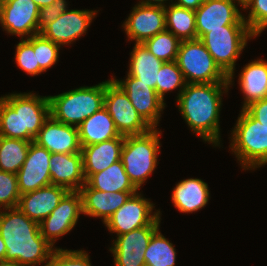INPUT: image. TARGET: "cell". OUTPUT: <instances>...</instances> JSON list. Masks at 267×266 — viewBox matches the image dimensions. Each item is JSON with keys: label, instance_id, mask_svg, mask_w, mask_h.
<instances>
[{"label": "cell", "instance_id": "d590c367", "mask_svg": "<svg viewBox=\"0 0 267 266\" xmlns=\"http://www.w3.org/2000/svg\"><path fill=\"white\" fill-rule=\"evenodd\" d=\"M15 62L21 70L31 76L40 74V66L33 49V36L22 39L16 45Z\"/></svg>", "mask_w": 267, "mask_h": 266}, {"label": "cell", "instance_id": "8992f818", "mask_svg": "<svg viewBox=\"0 0 267 266\" xmlns=\"http://www.w3.org/2000/svg\"><path fill=\"white\" fill-rule=\"evenodd\" d=\"M161 130L152 128L141 135L124 136L121 161L130 181L139 190L154 172L160 152Z\"/></svg>", "mask_w": 267, "mask_h": 266}, {"label": "cell", "instance_id": "f35d334b", "mask_svg": "<svg viewBox=\"0 0 267 266\" xmlns=\"http://www.w3.org/2000/svg\"><path fill=\"white\" fill-rule=\"evenodd\" d=\"M66 0H55L51 5L40 8L39 11V33L52 21H55L63 12L67 11Z\"/></svg>", "mask_w": 267, "mask_h": 266}, {"label": "cell", "instance_id": "f546056e", "mask_svg": "<svg viewBox=\"0 0 267 266\" xmlns=\"http://www.w3.org/2000/svg\"><path fill=\"white\" fill-rule=\"evenodd\" d=\"M30 143L0 136V171L17 174L26 159Z\"/></svg>", "mask_w": 267, "mask_h": 266}, {"label": "cell", "instance_id": "1f68e13d", "mask_svg": "<svg viewBox=\"0 0 267 266\" xmlns=\"http://www.w3.org/2000/svg\"><path fill=\"white\" fill-rule=\"evenodd\" d=\"M180 42L173 33L165 30L145 40L143 44L158 59L171 62L176 60Z\"/></svg>", "mask_w": 267, "mask_h": 266}, {"label": "cell", "instance_id": "3957f363", "mask_svg": "<svg viewBox=\"0 0 267 266\" xmlns=\"http://www.w3.org/2000/svg\"><path fill=\"white\" fill-rule=\"evenodd\" d=\"M49 117L48 96L20 92L0 97V136L34 141Z\"/></svg>", "mask_w": 267, "mask_h": 266}, {"label": "cell", "instance_id": "9c48e42d", "mask_svg": "<svg viewBox=\"0 0 267 266\" xmlns=\"http://www.w3.org/2000/svg\"><path fill=\"white\" fill-rule=\"evenodd\" d=\"M104 107L112 117L118 132L123 136L141 135L152 129L112 78L105 81Z\"/></svg>", "mask_w": 267, "mask_h": 266}, {"label": "cell", "instance_id": "83f0119b", "mask_svg": "<svg viewBox=\"0 0 267 266\" xmlns=\"http://www.w3.org/2000/svg\"><path fill=\"white\" fill-rule=\"evenodd\" d=\"M86 183L95 190L109 193L138 191L126 174L121 160L101 172L92 174Z\"/></svg>", "mask_w": 267, "mask_h": 266}, {"label": "cell", "instance_id": "44dd1931", "mask_svg": "<svg viewBox=\"0 0 267 266\" xmlns=\"http://www.w3.org/2000/svg\"><path fill=\"white\" fill-rule=\"evenodd\" d=\"M68 192L62 186L50 184L20 195L18 208L38 224L48 217Z\"/></svg>", "mask_w": 267, "mask_h": 266}, {"label": "cell", "instance_id": "7a4b0ae2", "mask_svg": "<svg viewBox=\"0 0 267 266\" xmlns=\"http://www.w3.org/2000/svg\"><path fill=\"white\" fill-rule=\"evenodd\" d=\"M3 210H0V235L7 249L5 260L22 266L47 263L55 248L41 235L39 224L18 207Z\"/></svg>", "mask_w": 267, "mask_h": 266}, {"label": "cell", "instance_id": "d4e9b609", "mask_svg": "<svg viewBox=\"0 0 267 266\" xmlns=\"http://www.w3.org/2000/svg\"><path fill=\"white\" fill-rule=\"evenodd\" d=\"M239 86L244 95L242 109L250 103L267 98V61L254 60L242 68Z\"/></svg>", "mask_w": 267, "mask_h": 266}, {"label": "cell", "instance_id": "9a60e30c", "mask_svg": "<svg viewBox=\"0 0 267 266\" xmlns=\"http://www.w3.org/2000/svg\"><path fill=\"white\" fill-rule=\"evenodd\" d=\"M98 11L67 10L40 33L59 46L69 45L86 34Z\"/></svg>", "mask_w": 267, "mask_h": 266}, {"label": "cell", "instance_id": "74e56055", "mask_svg": "<svg viewBox=\"0 0 267 266\" xmlns=\"http://www.w3.org/2000/svg\"><path fill=\"white\" fill-rule=\"evenodd\" d=\"M44 266H91L88 253L84 250L56 248Z\"/></svg>", "mask_w": 267, "mask_h": 266}, {"label": "cell", "instance_id": "f6af8a7d", "mask_svg": "<svg viewBox=\"0 0 267 266\" xmlns=\"http://www.w3.org/2000/svg\"><path fill=\"white\" fill-rule=\"evenodd\" d=\"M0 266H22L16 261L11 260H0Z\"/></svg>", "mask_w": 267, "mask_h": 266}, {"label": "cell", "instance_id": "4dcf8cb0", "mask_svg": "<svg viewBox=\"0 0 267 266\" xmlns=\"http://www.w3.org/2000/svg\"><path fill=\"white\" fill-rule=\"evenodd\" d=\"M173 245L158 228L145 250V266H175L176 250Z\"/></svg>", "mask_w": 267, "mask_h": 266}, {"label": "cell", "instance_id": "7402d4cb", "mask_svg": "<svg viewBox=\"0 0 267 266\" xmlns=\"http://www.w3.org/2000/svg\"><path fill=\"white\" fill-rule=\"evenodd\" d=\"M82 199V212L90 217H100L103 224L136 192H103L85 183L79 189Z\"/></svg>", "mask_w": 267, "mask_h": 266}, {"label": "cell", "instance_id": "e575fe53", "mask_svg": "<svg viewBox=\"0 0 267 266\" xmlns=\"http://www.w3.org/2000/svg\"><path fill=\"white\" fill-rule=\"evenodd\" d=\"M249 10L248 17L243 16L251 33L256 37L267 28V0H243V10Z\"/></svg>", "mask_w": 267, "mask_h": 266}, {"label": "cell", "instance_id": "52a82bcc", "mask_svg": "<svg viewBox=\"0 0 267 266\" xmlns=\"http://www.w3.org/2000/svg\"><path fill=\"white\" fill-rule=\"evenodd\" d=\"M254 37L248 25H224V29L211 30L200 40L232 85L236 59L242 54L247 40Z\"/></svg>", "mask_w": 267, "mask_h": 266}, {"label": "cell", "instance_id": "7c38bea8", "mask_svg": "<svg viewBox=\"0 0 267 266\" xmlns=\"http://www.w3.org/2000/svg\"><path fill=\"white\" fill-rule=\"evenodd\" d=\"M39 11L33 0H0V24L8 34L30 38L39 33Z\"/></svg>", "mask_w": 267, "mask_h": 266}, {"label": "cell", "instance_id": "ee69618b", "mask_svg": "<svg viewBox=\"0 0 267 266\" xmlns=\"http://www.w3.org/2000/svg\"><path fill=\"white\" fill-rule=\"evenodd\" d=\"M39 8L51 5L55 0H33Z\"/></svg>", "mask_w": 267, "mask_h": 266}, {"label": "cell", "instance_id": "8fae6325", "mask_svg": "<svg viewBox=\"0 0 267 266\" xmlns=\"http://www.w3.org/2000/svg\"><path fill=\"white\" fill-rule=\"evenodd\" d=\"M236 2L243 8L242 0H205L195 10L197 38L224 25H247Z\"/></svg>", "mask_w": 267, "mask_h": 266}, {"label": "cell", "instance_id": "5b68a950", "mask_svg": "<svg viewBox=\"0 0 267 266\" xmlns=\"http://www.w3.org/2000/svg\"><path fill=\"white\" fill-rule=\"evenodd\" d=\"M50 116L61 123L78 127L86 118L104 107L105 82L82 86L48 96Z\"/></svg>", "mask_w": 267, "mask_h": 266}, {"label": "cell", "instance_id": "277c9868", "mask_svg": "<svg viewBox=\"0 0 267 266\" xmlns=\"http://www.w3.org/2000/svg\"><path fill=\"white\" fill-rule=\"evenodd\" d=\"M231 151L244 170L267 164V127L256 120L245 108L231 131Z\"/></svg>", "mask_w": 267, "mask_h": 266}, {"label": "cell", "instance_id": "6da1fadb", "mask_svg": "<svg viewBox=\"0 0 267 266\" xmlns=\"http://www.w3.org/2000/svg\"><path fill=\"white\" fill-rule=\"evenodd\" d=\"M229 82L186 84L178 96L177 107L189 128L213 146H220V111L222 95Z\"/></svg>", "mask_w": 267, "mask_h": 266}, {"label": "cell", "instance_id": "7bdbcfd3", "mask_svg": "<svg viewBox=\"0 0 267 266\" xmlns=\"http://www.w3.org/2000/svg\"><path fill=\"white\" fill-rule=\"evenodd\" d=\"M6 246L4 243V240L2 239L0 235V260H5V253H6Z\"/></svg>", "mask_w": 267, "mask_h": 266}, {"label": "cell", "instance_id": "f1b7e54d", "mask_svg": "<svg viewBox=\"0 0 267 266\" xmlns=\"http://www.w3.org/2000/svg\"><path fill=\"white\" fill-rule=\"evenodd\" d=\"M168 6L165 7L166 30L180 41L197 39L195 10L177 6L175 3H169Z\"/></svg>", "mask_w": 267, "mask_h": 266}, {"label": "cell", "instance_id": "30bf717a", "mask_svg": "<svg viewBox=\"0 0 267 266\" xmlns=\"http://www.w3.org/2000/svg\"><path fill=\"white\" fill-rule=\"evenodd\" d=\"M154 205L137 191L113 213L105 226L117 236L148 226L161 215L160 210L152 212Z\"/></svg>", "mask_w": 267, "mask_h": 266}, {"label": "cell", "instance_id": "4316f807", "mask_svg": "<svg viewBox=\"0 0 267 266\" xmlns=\"http://www.w3.org/2000/svg\"><path fill=\"white\" fill-rule=\"evenodd\" d=\"M130 56L128 75L156 91L158 71L164 62L150 53L143 43H135Z\"/></svg>", "mask_w": 267, "mask_h": 266}, {"label": "cell", "instance_id": "ffe728a7", "mask_svg": "<svg viewBox=\"0 0 267 266\" xmlns=\"http://www.w3.org/2000/svg\"><path fill=\"white\" fill-rule=\"evenodd\" d=\"M51 184L68 191H79L86 183L81 152L51 153L49 161Z\"/></svg>", "mask_w": 267, "mask_h": 266}, {"label": "cell", "instance_id": "e0dca14e", "mask_svg": "<svg viewBox=\"0 0 267 266\" xmlns=\"http://www.w3.org/2000/svg\"><path fill=\"white\" fill-rule=\"evenodd\" d=\"M50 157L46 148L31 141L26 159L17 172L21 195L51 184Z\"/></svg>", "mask_w": 267, "mask_h": 266}, {"label": "cell", "instance_id": "b9f144b4", "mask_svg": "<svg viewBox=\"0 0 267 266\" xmlns=\"http://www.w3.org/2000/svg\"><path fill=\"white\" fill-rule=\"evenodd\" d=\"M166 1H168V0H141L139 2L143 5H146V6H159V7L165 8L167 6V5H165ZM170 1H171V3H174L173 0H170Z\"/></svg>", "mask_w": 267, "mask_h": 266}, {"label": "cell", "instance_id": "603a6c76", "mask_svg": "<svg viewBox=\"0 0 267 266\" xmlns=\"http://www.w3.org/2000/svg\"><path fill=\"white\" fill-rule=\"evenodd\" d=\"M123 144L124 136H119L101 143L82 146L81 154L86 180L92 174L101 172L121 160Z\"/></svg>", "mask_w": 267, "mask_h": 266}, {"label": "cell", "instance_id": "5bb4252c", "mask_svg": "<svg viewBox=\"0 0 267 266\" xmlns=\"http://www.w3.org/2000/svg\"><path fill=\"white\" fill-rule=\"evenodd\" d=\"M82 212L79 191H68L52 213L39 223L41 235L54 247L56 239L70 232Z\"/></svg>", "mask_w": 267, "mask_h": 266}, {"label": "cell", "instance_id": "8d00e7d4", "mask_svg": "<svg viewBox=\"0 0 267 266\" xmlns=\"http://www.w3.org/2000/svg\"><path fill=\"white\" fill-rule=\"evenodd\" d=\"M20 195L17 174L0 171V209L16 208Z\"/></svg>", "mask_w": 267, "mask_h": 266}, {"label": "cell", "instance_id": "d6986e66", "mask_svg": "<svg viewBox=\"0 0 267 266\" xmlns=\"http://www.w3.org/2000/svg\"><path fill=\"white\" fill-rule=\"evenodd\" d=\"M34 142L50 153H78L82 149L78 127L58 122L51 116L44 122Z\"/></svg>", "mask_w": 267, "mask_h": 266}, {"label": "cell", "instance_id": "836d02e7", "mask_svg": "<svg viewBox=\"0 0 267 266\" xmlns=\"http://www.w3.org/2000/svg\"><path fill=\"white\" fill-rule=\"evenodd\" d=\"M60 47L45 38L41 33L33 35V49L36 52L37 62L40 66V74L57 63Z\"/></svg>", "mask_w": 267, "mask_h": 266}, {"label": "cell", "instance_id": "60d3db41", "mask_svg": "<svg viewBox=\"0 0 267 266\" xmlns=\"http://www.w3.org/2000/svg\"><path fill=\"white\" fill-rule=\"evenodd\" d=\"M205 0H175L177 6L196 10Z\"/></svg>", "mask_w": 267, "mask_h": 266}, {"label": "cell", "instance_id": "4fadbf2b", "mask_svg": "<svg viewBox=\"0 0 267 266\" xmlns=\"http://www.w3.org/2000/svg\"><path fill=\"white\" fill-rule=\"evenodd\" d=\"M159 215L150 225L116 236L110 251L115 266H145V250L153 233L160 227Z\"/></svg>", "mask_w": 267, "mask_h": 266}, {"label": "cell", "instance_id": "ab89813d", "mask_svg": "<svg viewBox=\"0 0 267 266\" xmlns=\"http://www.w3.org/2000/svg\"><path fill=\"white\" fill-rule=\"evenodd\" d=\"M245 109L263 126L267 127V98L250 103Z\"/></svg>", "mask_w": 267, "mask_h": 266}, {"label": "cell", "instance_id": "2e32d148", "mask_svg": "<svg viewBox=\"0 0 267 266\" xmlns=\"http://www.w3.org/2000/svg\"><path fill=\"white\" fill-rule=\"evenodd\" d=\"M112 79L126 93L131 104L143 119L152 128H157L166 103L158 96L155 89L128 74L125 80L114 79V77Z\"/></svg>", "mask_w": 267, "mask_h": 266}, {"label": "cell", "instance_id": "484cf974", "mask_svg": "<svg viewBox=\"0 0 267 266\" xmlns=\"http://www.w3.org/2000/svg\"><path fill=\"white\" fill-rule=\"evenodd\" d=\"M78 133L81 146L93 145L123 136L118 132L105 107L86 118L78 126Z\"/></svg>", "mask_w": 267, "mask_h": 266}, {"label": "cell", "instance_id": "d6a6232c", "mask_svg": "<svg viewBox=\"0 0 267 266\" xmlns=\"http://www.w3.org/2000/svg\"><path fill=\"white\" fill-rule=\"evenodd\" d=\"M186 82L184 80L182 71L179 69L176 61L164 62L158 71L156 80V92L158 96L164 101L165 93L178 89L180 93L185 88Z\"/></svg>", "mask_w": 267, "mask_h": 266}, {"label": "cell", "instance_id": "ba28073f", "mask_svg": "<svg viewBox=\"0 0 267 266\" xmlns=\"http://www.w3.org/2000/svg\"><path fill=\"white\" fill-rule=\"evenodd\" d=\"M176 63L186 84L229 82L200 39L180 42Z\"/></svg>", "mask_w": 267, "mask_h": 266}, {"label": "cell", "instance_id": "ac0fdd59", "mask_svg": "<svg viewBox=\"0 0 267 266\" xmlns=\"http://www.w3.org/2000/svg\"><path fill=\"white\" fill-rule=\"evenodd\" d=\"M129 40L143 43L145 40L166 30L165 8L137 3L123 22Z\"/></svg>", "mask_w": 267, "mask_h": 266}, {"label": "cell", "instance_id": "cb8c5ba5", "mask_svg": "<svg viewBox=\"0 0 267 266\" xmlns=\"http://www.w3.org/2000/svg\"><path fill=\"white\" fill-rule=\"evenodd\" d=\"M208 184L198 178L183 179L173 188L171 200L178 211L193 213L209 201Z\"/></svg>", "mask_w": 267, "mask_h": 266}]
</instances>
